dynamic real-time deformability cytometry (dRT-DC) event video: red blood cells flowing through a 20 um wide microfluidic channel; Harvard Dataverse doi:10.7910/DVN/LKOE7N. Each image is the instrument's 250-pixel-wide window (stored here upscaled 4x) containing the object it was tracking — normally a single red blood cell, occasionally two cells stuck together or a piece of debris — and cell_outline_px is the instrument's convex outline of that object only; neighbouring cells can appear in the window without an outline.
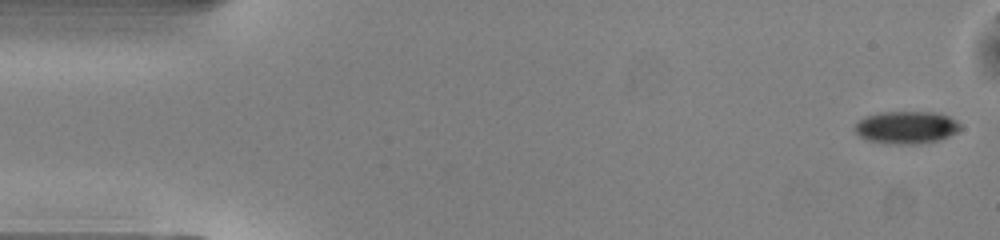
{"species": "common noctule bat (a hibernating species)", "species_latin": "Nyctalus noctula", "temperature_condition": "warm", "stored_images_in_passage": 44, "camera_frame_rate_fps": 3000, "um_per_image_px": 0.085, "animal": {"sex": "male", "body_mass_g": 13.0, "forearm_length_mm": 53.1}, "frame": {"image": 1, "passage_image": 1, "time_ms": 0.0, "image_size_px": [1000, 240], "cell_outline_px": [[960, 128], [956, 132], [940, 140], [920, 144], [888, 144], [864, 140], [852, 128], [864, 116], [880, 112], [936, 112], [948, 116], [956, 120], [960, 124]], "centroid_in_image_um": [77.0, 10.84], "position_along_channel_um": 8.0, "area_um2": 20.23}}
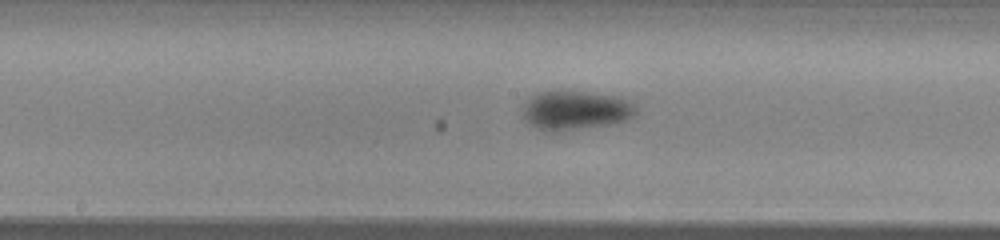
{"frame": {"image": 2, "passage_image": 25, "time_ms": 8.0, "image_size_px": [1000, 240], "cell_outline_px": [[636, 112], [628, 120], [612, 124], [544, 132], [528, 124], [524, 120], [524, 104], [528, 96], [540, 92], [588, 92], [616, 96], [628, 100], [636, 104]], "centroid_in_image_um": [48.91, 9.38], "position_along_channel_um": 199.3, "area_um2": 25.66}}
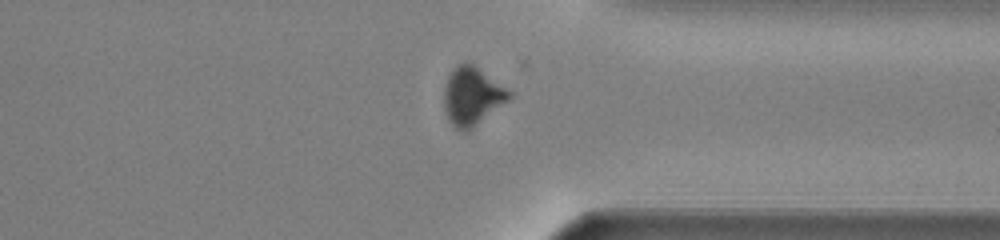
{"frame": {"image": 3, "passage_image": 38, "time_ms": 12.333, "image_size_px": [1000, 240], "cell_outline_px": [[512, 96], [508, 100], [468, 132], [464, 132], [456, 128], [448, 120], [444, 108], [444, 88], [448, 76], [452, 68], [456, 64], [464, 60], [472, 64], [512, 92]], "centroid_in_image_um": [40.09, 8.17], "position_along_channel_um": 371.3, "area_um2": 22.08}, "authors_computed_cell_mechanics": {"area_um2": 22.8599, "velocity_mm_per_s": 4.0583, "shape_relaxation_time_tau1_ms": 2.8088, "shape_relaxation_time_tau2_ms": null, "deformation_change_tau1": 0.1127, "deformation_change_tau2": null}}